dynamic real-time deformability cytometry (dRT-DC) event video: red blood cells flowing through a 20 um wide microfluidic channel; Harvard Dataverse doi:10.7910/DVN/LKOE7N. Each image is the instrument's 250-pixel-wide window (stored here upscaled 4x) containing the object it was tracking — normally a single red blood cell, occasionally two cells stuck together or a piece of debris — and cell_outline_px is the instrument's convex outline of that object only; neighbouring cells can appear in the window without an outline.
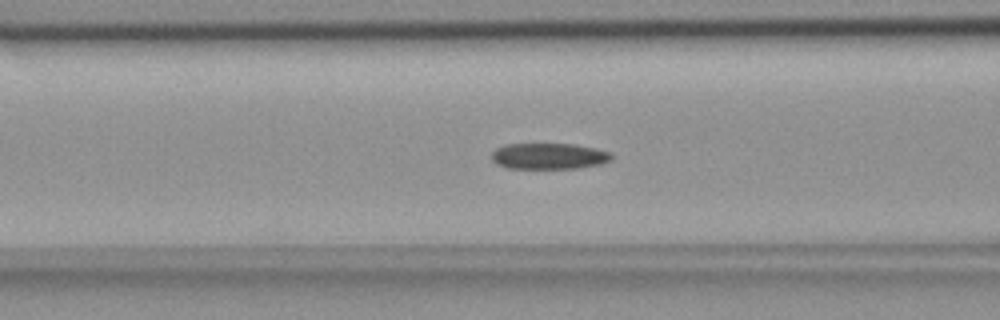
{"species": "common noctule bat (a hibernating species)", "species_latin": "Nyctalus noctula", "temperature_condition": "room temperature", "stored_images_in_passage": 40, "camera_frame_rate_fps": 3000, "um_per_image_px": 0.085, "animal": {"sex": "female", "body_mass_g": 18.4}, "frame": {"image": 1, "passage_image": 7, "time_ms": 2.0, "image_size_px": [1000, 320], "cell_outline_px": [[612, 160], [600, 164], [580, 168], [508, 168], [496, 164], [492, 160], [492, 152], [496, 148], [504, 144], [572, 144], [596, 148], [612, 152]], "centroid_in_image_um": [46.67, 13.27], "position_along_channel_um": 119.9, "area_um2": 18.32}}
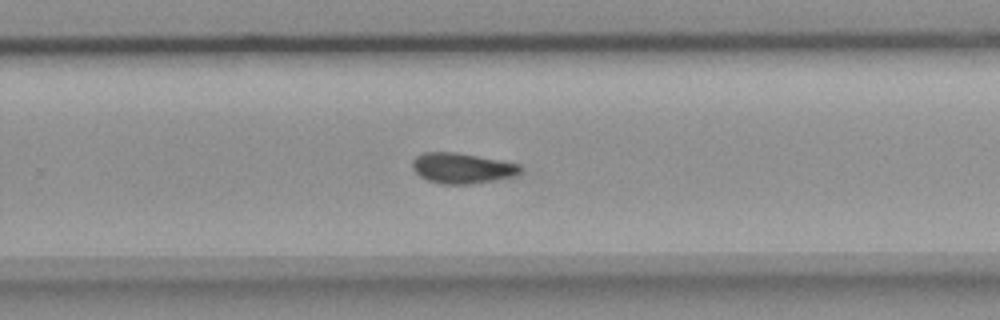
{"frame": {"image": 2, "passage_image": 21, "time_ms": 6.667, "image_size_px": [1000, 320], "cell_outline_px": [[524, 168], [516, 176], [472, 184], [440, 184], [428, 180], [420, 176], [412, 168], [412, 160], [416, 156], [424, 152], [456, 152], [520, 164]], "centroid_in_image_um": [39.28, 14.29], "position_along_channel_um": 290.5, "area_um2": 19.25}}
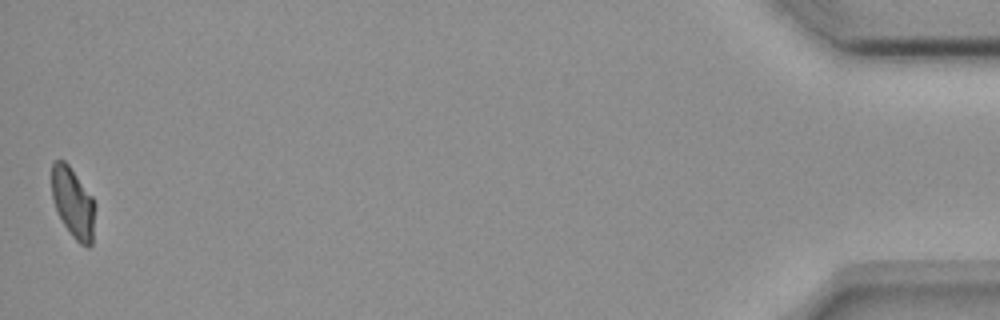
{"frame": {"image": 3, "passage_image": 40, "time_ms": 13.0, "image_size_px": [1000, 320], "cell_outline_px": [[96, 204], [92, 244], [88, 248], [80, 244], [72, 236], [64, 224], [56, 208], [52, 196], [52, 164], [56, 160], [64, 160], [68, 164], [92, 196]], "centroid_in_image_um": [6.24, 17.25], "position_along_channel_um": 429.0, "area_um2": 17.69}}